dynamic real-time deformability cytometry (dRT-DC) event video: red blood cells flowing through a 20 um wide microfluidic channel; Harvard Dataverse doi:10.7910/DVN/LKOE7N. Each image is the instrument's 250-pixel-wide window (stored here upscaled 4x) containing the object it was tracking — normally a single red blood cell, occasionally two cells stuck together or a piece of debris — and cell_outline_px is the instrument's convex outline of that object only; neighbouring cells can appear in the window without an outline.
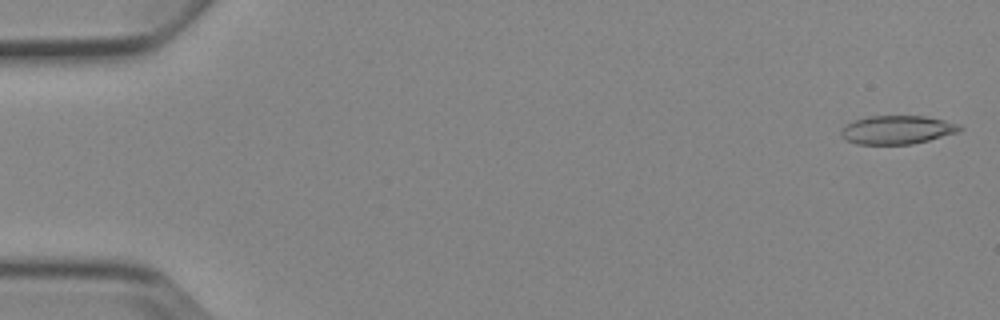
{"species": "Egyptian fruit bat (a non-hibernating species)", "species_latin": "Rousettus aegyptiacus", "temperature_condition": "cold", "stored_images_in_passage": 5, "camera_frame_rate_fps": 3000, "um_per_image_px": 0.085, "animal": {"sex": "female"}, "frame": {"image": 1, "passage_image": 1, "time_ms": 0.0, "image_size_px": [1000, 320], "cell_outline_px": [[964, 128], [960, 132], [912, 144], [856, 144], [848, 140], [840, 132], [848, 124], [856, 120], [868, 116], [924, 116], [944, 120], [960, 124]], "centroid_in_image_um": [76.34, 11.03], "position_along_channel_um": 8.7, "area_um2": 19.54}}
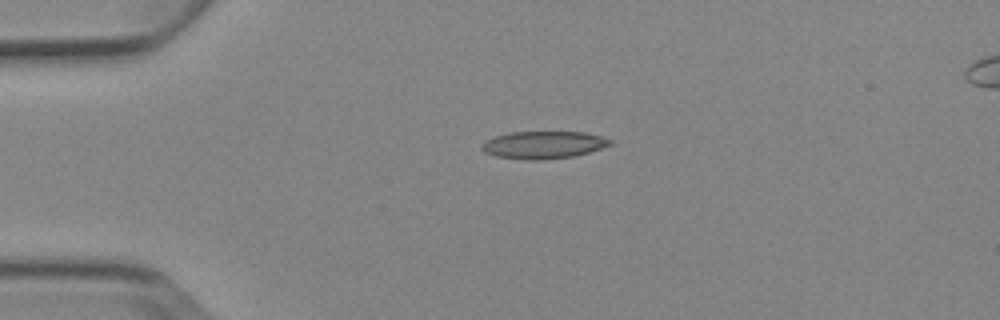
{"frame": {"image": 2, "passage_image": 4, "time_ms": 3.667, "image_size_px": [1000, 320], "cell_outline_px": [[612, 144], [588, 152], [572, 156], [540, 160], [524, 160], [496, 156], [484, 152], [480, 148], [488, 140], [496, 136], [508, 132], [584, 132], [600, 136], [612, 140]], "centroid_in_image_um": [46.18, 12.31], "position_along_channel_um": 38.8, "area_um2": 20.29}}